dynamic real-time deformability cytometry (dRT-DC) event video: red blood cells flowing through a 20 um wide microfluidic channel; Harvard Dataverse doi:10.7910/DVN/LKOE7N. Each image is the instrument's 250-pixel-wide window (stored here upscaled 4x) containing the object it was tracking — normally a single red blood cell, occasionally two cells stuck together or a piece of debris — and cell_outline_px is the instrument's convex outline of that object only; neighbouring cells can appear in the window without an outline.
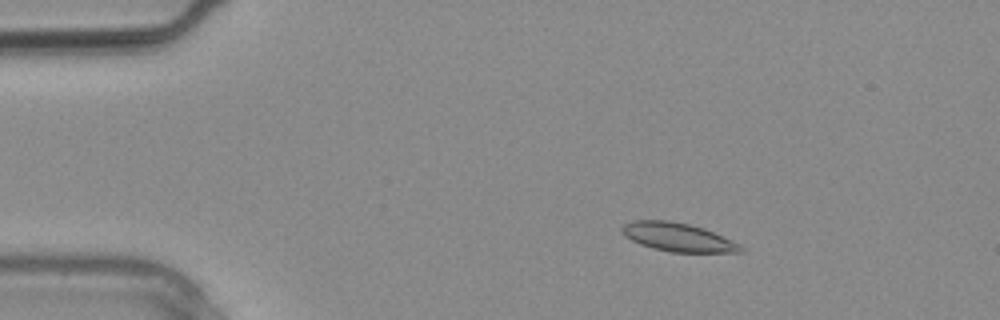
{"species": "common noctule bat (a hibernating species)", "species_latin": "Nyctalus noctula", "temperature_condition": "warm", "stored_images_in_passage": 3, "camera_frame_rate_fps": 3000, "um_per_image_px": 0.085, "animal": {"sex": "male", "body_mass_g": 20.4}, "frame": {"image": 1, "passage_image": 2, "time_ms": 0.333, "image_size_px": [1000, 320], "cell_outline_px": [[744, 252], [672, 252], [652, 248], [640, 244], [624, 236], [620, 228], [624, 224], [632, 220], [668, 220], [688, 224], [704, 228], [740, 244], [744, 248]], "centroid_in_image_um": [57.6, 20.15], "position_along_channel_um": 27.4, "area_um2": 19.71}}
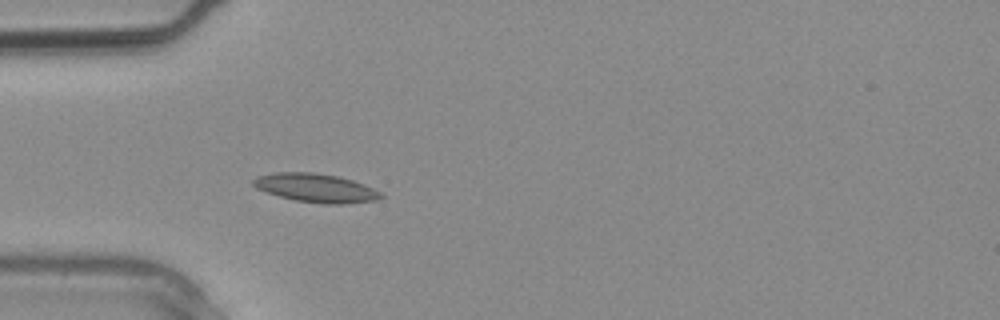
{"frame": {"image": 2, "passage_image": 3, "time_ms": 0.667, "image_size_px": [1000, 320], "cell_outline_px": [[384, 196], [376, 200], [344, 204], [324, 204], [296, 200], [280, 196], [256, 188], [252, 184], [252, 180], [256, 176], [276, 172], [312, 172], [336, 176], [352, 180], [364, 184], [380, 192]], "centroid_in_image_um": [26.83, 15.97], "position_along_channel_um": 58.2, "area_um2": 21.15}}